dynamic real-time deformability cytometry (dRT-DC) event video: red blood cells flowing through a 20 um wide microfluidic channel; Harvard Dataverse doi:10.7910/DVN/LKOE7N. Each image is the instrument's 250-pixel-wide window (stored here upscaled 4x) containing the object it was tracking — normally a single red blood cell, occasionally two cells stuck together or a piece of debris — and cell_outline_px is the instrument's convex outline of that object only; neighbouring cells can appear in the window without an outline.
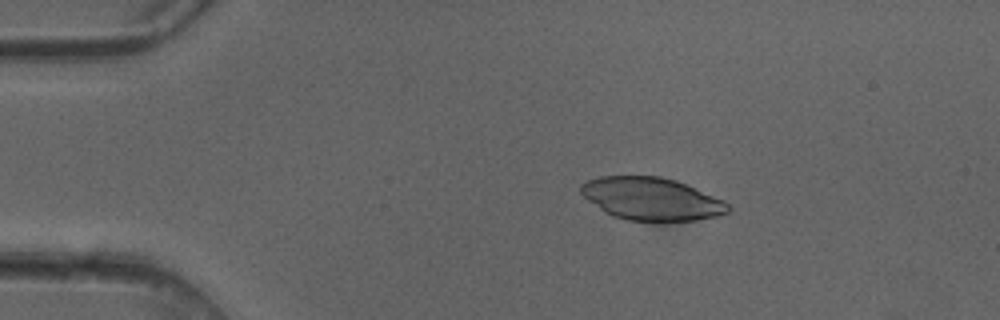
{"species": "common noctule bat (a hibernating species)", "species_latin": "Nyctalus noctula", "temperature_condition": "cold", "stored_images_in_passage": 4, "camera_frame_rate_fps": 3000, "um_per_image_px": 0.085, "animal": {"sex": "female"}, "frame": {"image": 1, "passage_image": 3, "time_ms": 0.667, "image_size_px": [1000, 320], "cell_outline_px": [[732, 208], [728, 212], [716, 216], [696, 220], [624, 220], [612, 216], [604, 212], [588, 200], [580, 192], [580, 184], [588, 180], [600, 176], [660, 176], [684, 184], [724, 200]], "centroid_in_image_um": [55.34, 16.9], "position_along_channel_um": 29.7, "area_um2": 36.24}}